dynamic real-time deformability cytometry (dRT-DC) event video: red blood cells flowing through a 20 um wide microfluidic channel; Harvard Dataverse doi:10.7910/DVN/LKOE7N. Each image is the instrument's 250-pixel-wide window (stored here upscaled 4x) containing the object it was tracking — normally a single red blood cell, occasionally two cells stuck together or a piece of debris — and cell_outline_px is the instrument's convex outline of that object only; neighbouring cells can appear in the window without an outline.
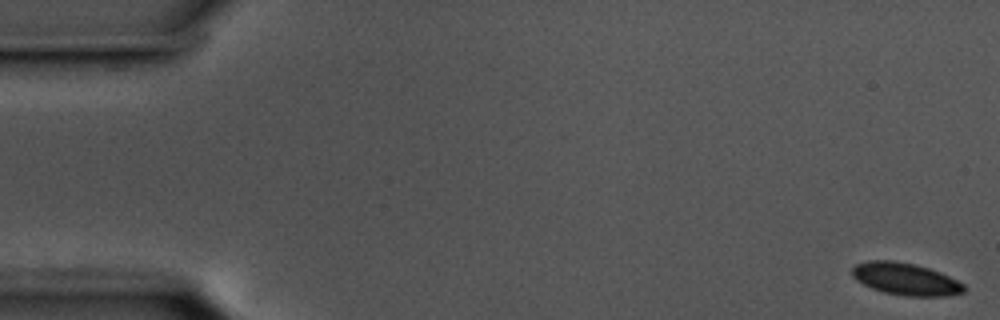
{"species": "common noctule bat (a hibernating species)", "species_latin": "Nyctalus noctula", "temperature_condition": "cold", "stored_images_in_passage": 15, "camera_frame_rate_fps": 3000, "um_per_image_px": 0.085, "animal": {"sex": "male", "body_mass_g": 17.5, "forearm_length_mm": 52.3}, "frame": {"image": 1, "passage_image": 1, "time_ms": 0.0, "image_size_px": [1000, 320], "cell_outline_px": [[964, 292], [944, 296], [904, 296], [884, 292], [872, 288], [856, 280], [852, 276], [852, 268], [856, 264], [868, 260], [892, 260], [912, 264], [928, 268], [940, 272], [964, 284]], "centroid_in_image_um": [76.94, 23.71], "position_along_channel_um": 8.1, "area_um2": 20.81}}
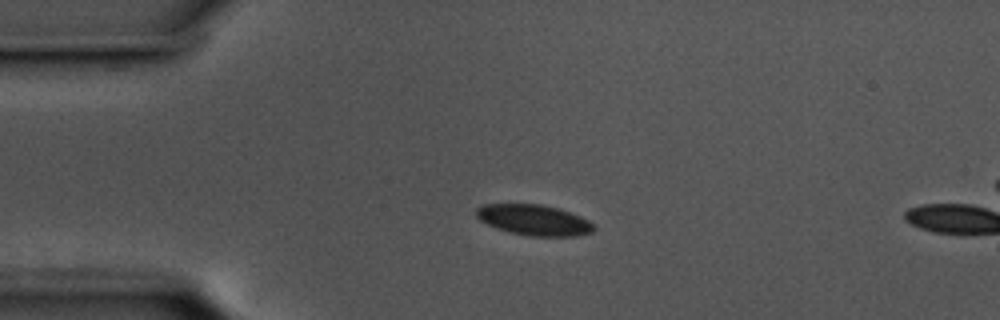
{"frame": {"image": 2, "passage_image": 13, "time_ms": 4.0, "image_size_px": [1000, 320], "cell_outline_px": [[596, 228], [592, 232], [576, 236], [528, 236], [508, 232], [496, 228], [480, 220], [476, 216], [476, 208], [484, 204], [540, 204], [556, 208], [580, 216], [588, 220]], "centroid_in_image_um": [45.37, 18.71], "position_along_channel_um": 39.6, "area_um2": 20.92}}